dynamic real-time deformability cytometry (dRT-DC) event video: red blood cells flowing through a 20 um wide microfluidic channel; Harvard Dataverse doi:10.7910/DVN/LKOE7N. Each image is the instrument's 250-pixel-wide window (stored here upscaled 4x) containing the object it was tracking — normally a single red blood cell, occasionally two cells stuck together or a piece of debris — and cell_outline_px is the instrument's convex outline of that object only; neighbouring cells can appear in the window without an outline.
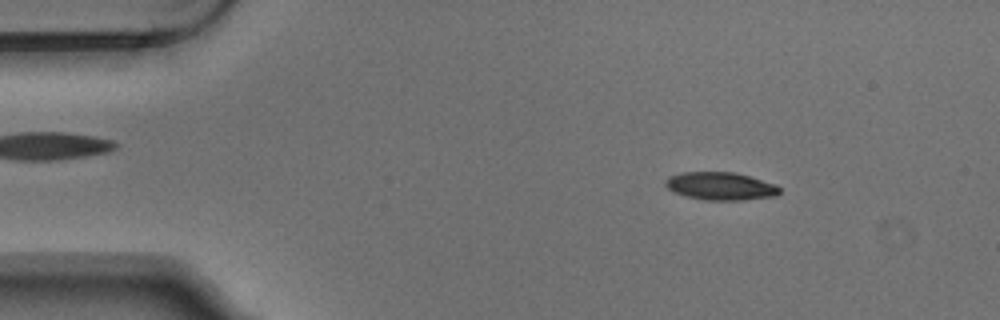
{"species": "Egyptian fruit bat (a non-hibernating species)", "species_latin": "Rousettus aegyptiacus", "temperature_condition": "warm", "stored_images_in_passage": 5, "camera_frame_rate_fps": 3000, "um_per_image_px": 0.085, "animal": {"sex": "male"}, "frame": {"image": 1, "passage_image": 2, "time_ms": 0.333, "image_size_px": [1000, 320], "cell_outline_px": [[780, 192], [776, 196], [744, 200], [704, 200], [672, 192], [664, 184], [664, 180], [668, 176], [680, 172], [736, 172], [776, 184], [780, 188]], "centroid_in_image_um": [61.23, 15.81], "position_along_channel_um": 23.8, "area_um2": 18.73}}
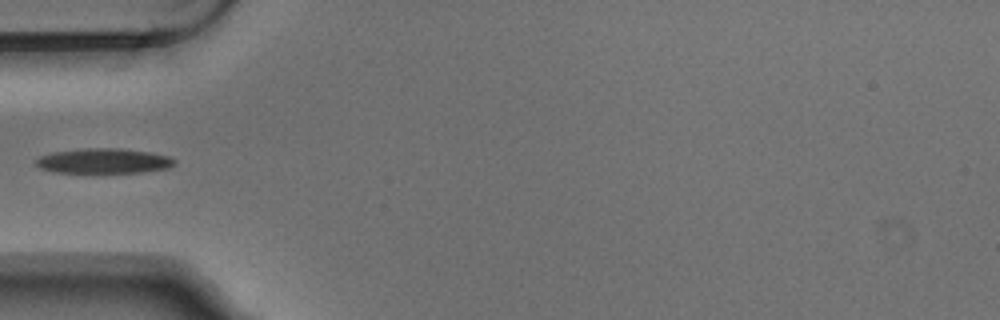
{"frame": {"image": 2, "passage_image": 5, "time_ms": 1.333, "image_size_px": [1000, 320], "cell_outline_px": [[176, 164], [168, 168], [140, 172], [56, 172], [40, 168], [32, 164], [40, 156], [52, 152], [84, 148], [120, 148], [148, 152], [168, 156], [176, 160]], "centroid_in_image_um": [8.79, 13.67], "position_along_channel_um": 76.2, "area_um2": 20.11}}